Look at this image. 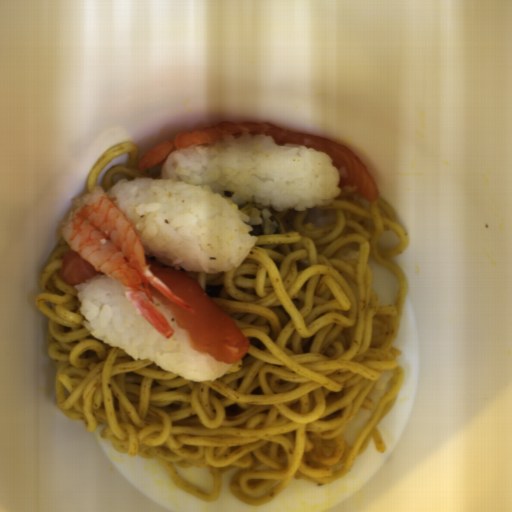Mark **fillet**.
Here are the masks:
<instances>
[{
  "mask_svg": "<svg viewBox=\"0 0 512 512\" xmlns=\"http://www.w3.org/2000/svg\"><path fill=\"white\" fill-rule=\"evenodd\" d=\"M146 262L151 274L193 310H184L149 284L151 296L168 308L178 328L186 332L192 349L231 366L243 360L249 350V339L207 291L193 278L173 268L148 259Z\"/></svg>",
  "mask_w": 512,
  "mask_h": 512,
  "instance_id": "25842a12",
  "label": "fillet"
},
{
  "mask_svg": "<svg viewBox=\"0 0 512 512\" xmlns=\"http://www.w3.org/2000/svg\"><path fill=\"white\" fill-rule=\"evenodd\" d=\"M247 131L267 134L273 137L278 145L296 142L316 151L327 153L332 157V166L338 171V187L353 188L355 194L362 196L368 202H374L380 194L359 157L345 146L311 133L257 122L229 120L163 140L141 157L138 169L142 171L163 165L170 155L181 149L191 146H209L225 136Z\"/></svg>",
  "mask_w": 512,
  "mask_h": 512,
  "instance_id": "e2c912f1",
  "label": "fillet"
},
{
  "mask_svg": "<svg viewBox=\"0 0 512 512\" xmlns=\"http://www.w3.org/2000/svg\"><path fill=\"white\" fill-rule=\"evenodd\" d=\"M106 275L96 271L89 261L83 260L79 253L64 251L62 255L61 278L74 288L78 284H85L96 276Z\"/></svg>",
  "mask_w": 512,
  "mask_h": 512,
  "instance_id": "e495c32b",
  "label": "fillet"
}]
</instances>
